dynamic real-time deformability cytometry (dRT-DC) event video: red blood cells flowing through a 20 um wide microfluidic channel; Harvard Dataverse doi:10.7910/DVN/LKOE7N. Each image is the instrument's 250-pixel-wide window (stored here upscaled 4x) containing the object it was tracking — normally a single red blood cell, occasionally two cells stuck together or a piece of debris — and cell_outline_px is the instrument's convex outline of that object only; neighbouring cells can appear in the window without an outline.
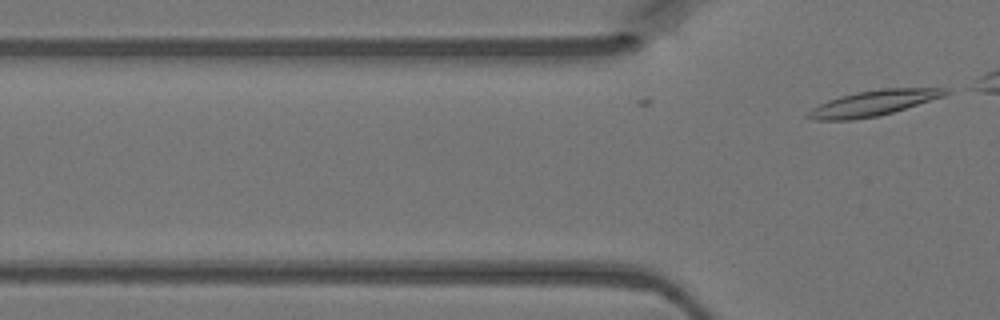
{"species": "Egyptian fruit bat (a non-hibernating species)", "species_latin": "Rousettus aegyptiacus", "temperature_condition": "warm", "stored_images_in_passage": 5, "camera_frame_rate_fps": 3000, "um_per_image_px": 0.085, "animal": {"sex": "female"}, "frame": {"image": 1, "passage_image": 5, "time_ms": 1.333, "image_size_px": [1000, 320], "cell_outline_px": [[948, 92], [944, 96], [892, 112], [876, 116], [852, 120], [812, 120], [804, 116], [812, 108], [828, 100], [840, 96], [860, 92], [884, 88], [948, 88]], "centroid_in_image_um": [74.19, 8.77], "position_along_channel_um": 51.6, "area_um2": 20.06}}